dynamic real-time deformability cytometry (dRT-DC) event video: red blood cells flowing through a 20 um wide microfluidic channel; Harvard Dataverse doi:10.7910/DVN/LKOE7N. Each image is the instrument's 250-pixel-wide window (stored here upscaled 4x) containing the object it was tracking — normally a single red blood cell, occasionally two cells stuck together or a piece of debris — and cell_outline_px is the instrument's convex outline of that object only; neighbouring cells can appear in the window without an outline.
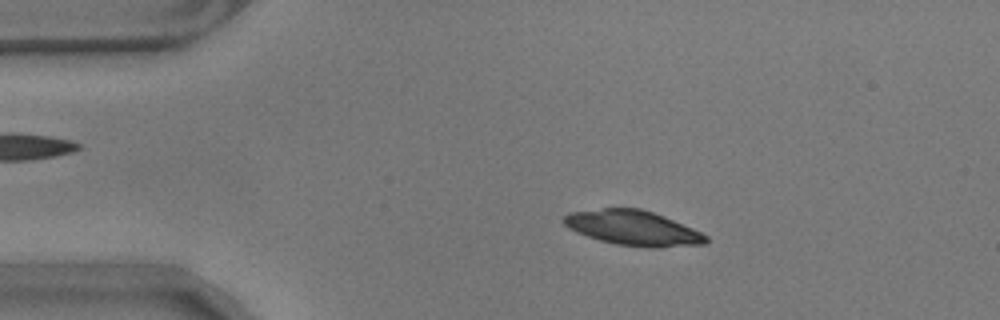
{"species": "common noctule bat (a hibernating species)", "species_latin": "Nyctalus noctula", "temperature_condition": "warm", "stored_images_in_passage": 54, "camera_frame_rate_fps": 3000, "um_per_image_px": 0.085, "animal": {"sex": "male", "body_mass_g": 17.9}, "frame": {"image": 1, "passage_image": 8, "time_ms": 2.333, "image_size_px": [1000, 320], "cell_outline_px": [[708, 240], [704, 244], [660, 248], [648, 248], [616, 244], [600, 240], [576, 232], [568, 228], [560, 220], [568, 212], [604, 208], [640, 208], [664, 216], [692, 228], [708, 236]], "centroid_in_image_um": [53.79, 19.38], "position_along_channel_um": 31.2, "area_um2": 29.02}}
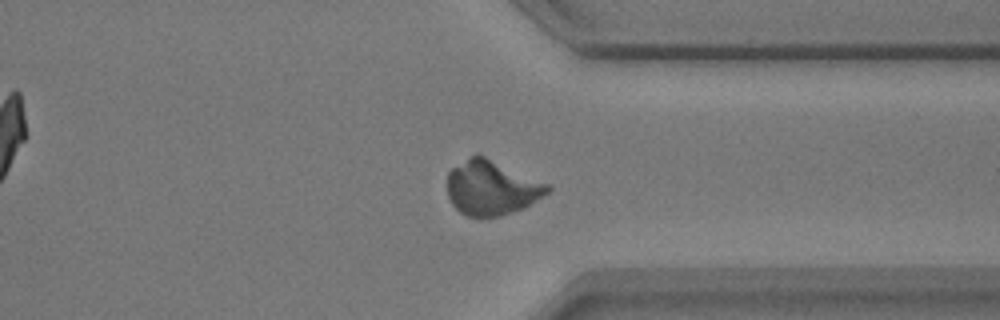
{"frame": {"image": 2, "passage_image": 41, "time_ms": 13.333, "image_size_px": [1000, 320], "cell_outline_px": [[552, 188], [548, 192], [524, 208], [500, 216], [464, 216], [452, 204], [448, 196], [448, 172], [452, 168], [476, 152], [548, 184]], "centroid_in_image_um": [41.76, 15.95], "position_along_channel_um": 369.6, "area_um2": 31.67}}
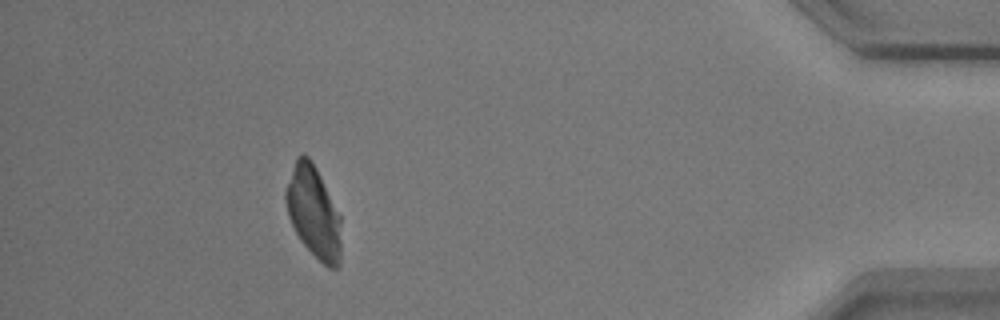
{"frame": {"image": 3, "passage_image": 49, "time_ms": 16.0, "image_size_px": [1000, 320], "cell_outline_px": [[340, 264], [336, 268], [328, 268], [300, 240], [288, 216], [284, 200], [284, 192], [296, 156], [308, 156], [312, 160], [340, 216]], "centroid_in_image_um": [26.63, 18.02], "position_along_channel_um": 408.6, "area_um2": 29.13}}